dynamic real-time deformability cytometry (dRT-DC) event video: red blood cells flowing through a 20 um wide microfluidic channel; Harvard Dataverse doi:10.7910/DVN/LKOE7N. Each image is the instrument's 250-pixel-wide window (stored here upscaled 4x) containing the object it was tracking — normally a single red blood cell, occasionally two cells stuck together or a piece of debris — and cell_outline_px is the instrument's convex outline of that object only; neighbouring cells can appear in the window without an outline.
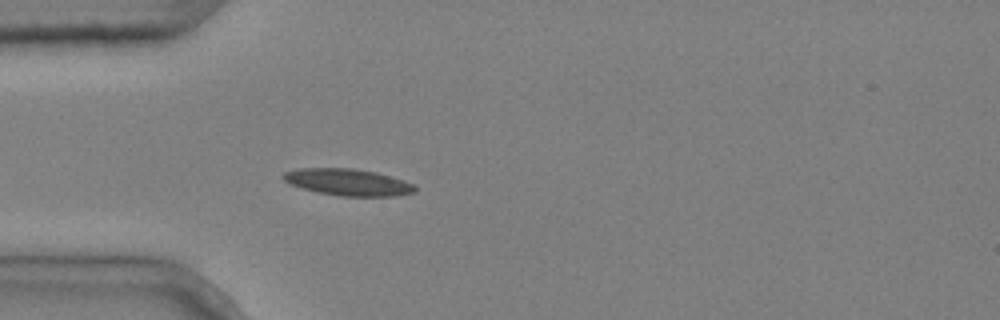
{"species": "common noctule bat (a hibernating species)", "species_latin": "Nyctalus noctula", "temperature_condition": "cold", "stored_images_in_passage": 1, "camera_frame_rate_fps": 3000, "um_per_image_px": 0.085, "animal": {"sex": "male", "body_mass_g": 20.4}, "frame": {"image": 1, "passage_image": 1, "time_ms": 0.0, "image_size_px": [1000, 320], "cell_outline_px": [[416, 192], [396, 196], [340, 196], [316, 192], [300, 188], [288, 184], [280, 176], [284, 172], [296, 168], [352, 168], [376, 172], [404, 180], [412, 184], [416, 188]], "centroid_in_image_um": [29.52, 15.48], "position_along_channel_um": 55.5, "area_um2": 20.75}}